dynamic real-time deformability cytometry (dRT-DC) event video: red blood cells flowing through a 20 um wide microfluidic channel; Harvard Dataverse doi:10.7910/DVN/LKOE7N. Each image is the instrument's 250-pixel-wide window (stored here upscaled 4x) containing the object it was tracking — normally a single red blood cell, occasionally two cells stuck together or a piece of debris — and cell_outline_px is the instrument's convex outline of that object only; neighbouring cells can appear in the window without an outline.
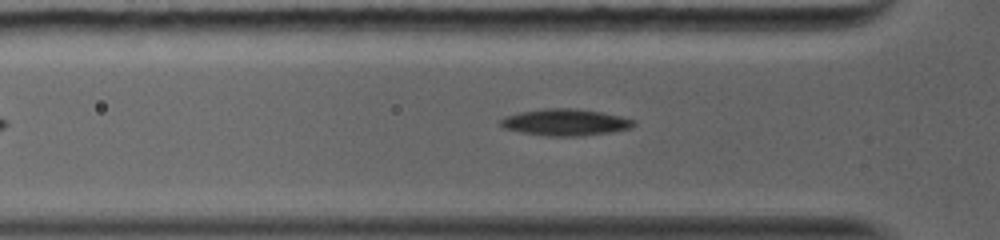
{"species": "common noctule bat (a hibernating species)", "species_latin": "Nyctalus noctula", "temperature_condition": "warm", "stored_images_in_passage": 8, "camera_frame_rate_fps": 5000, "um_per_image_px": 0.085, "animal": {"sex": "female", "body_mass_g": 19.0, "forearm_length_mm": 56.7}, "frame": {"image": 1, "passage_image": 4, "time_ms": 1.2, "image_size_px": [1000, 240], "cell_outline_px": [[636, 124], [632, 128], [612, 132], [580, 136], [548, 136], [524, 132], [504, 128], [500, 124], [500, 120], [504, 116], [520, 112], [544, 108], [576, 108], [600, 112], [620, 116], [636, 120]], "centroid_in_image_um": [48.09, 10.39], "position_along_channel_um": 77.7, "area_um2": 20.69}}
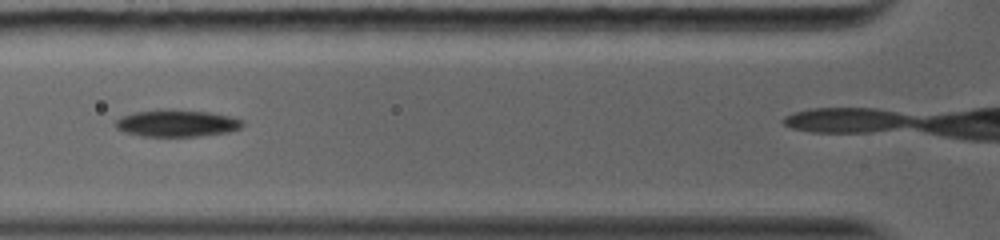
{"frame": {"image": 2, "passage_image": 6, "time_ms": 2.0, "image_size_px": [1000, 240], "cell_outline_px": [[244, 124], [240, 128], [228, 132], [200, 136], [144, 136], [124, 132], [116, 128], [116, 120], [124, 116], [136, 112], [164, 108], [172, 108], [212, 112], [244, 120]], "centroid_in_image_um": [15.06, 10.46], "position_along_channel_um": 110.7, "area_um2": 20.11}}